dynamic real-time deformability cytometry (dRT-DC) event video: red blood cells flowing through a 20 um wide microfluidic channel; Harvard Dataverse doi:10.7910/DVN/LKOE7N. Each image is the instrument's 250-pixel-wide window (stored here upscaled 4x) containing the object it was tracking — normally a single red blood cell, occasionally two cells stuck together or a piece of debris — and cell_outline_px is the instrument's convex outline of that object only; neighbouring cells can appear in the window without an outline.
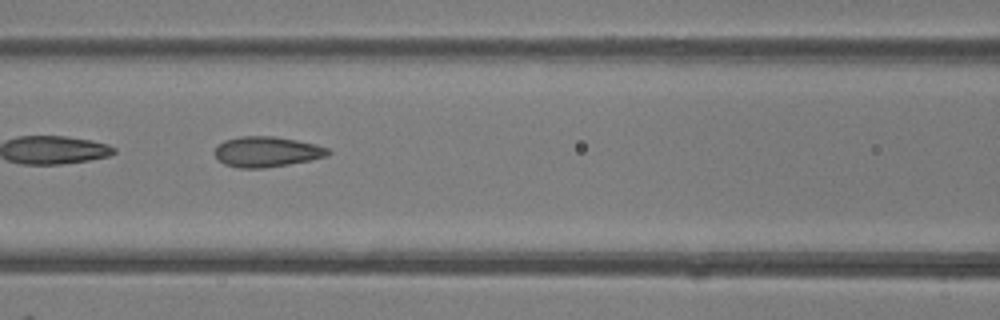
{"species": "common noctule bat (a hibernating species)", "species_latin": "Nyctalus noctula", "temperature_condition": "room temperature", "stored_images_in_passage": 9, "camera_frame_rate_fps": 3000, "um_per_image_px": 0.085, "animal": {"sex": "female"}, "frame": {"image": 1, "passage_image": 7, "time_ms": 6.667, "image_size_px": [1000, 320], "cell_outline_px": [[332, 152], [328, 156], [288, 164], [264, 168], [240, 168], [224, 164], [212, 152], [216, 144], [224, 140], [240, 136], [272, 136], [296, 140], [316, 144], [328, 148]], "centroid_in_image_um": [22.64, 12.89], "position_along_channel_um": 144.0, "area_um2": 20.17}}
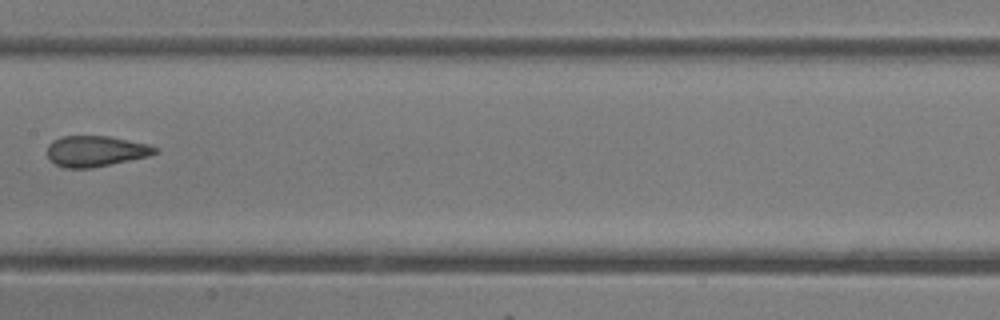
{"frame": {"image": 2, "passage_image": 8, "time_ms": 8.0, "image_size_px": [1000, 320], "cell_outline_px": [[160, 152], [148, 156], [92, 168], [64, 168], [56, 164], [48, 156], [48, 144], [52, 140], [64, 136], [108, 136], [148, 144], [160, 148]], "centroid_in_image_um": [8.16, 12.84], "position_along_channel_um": 199.2, "area_um2": 19.31}}
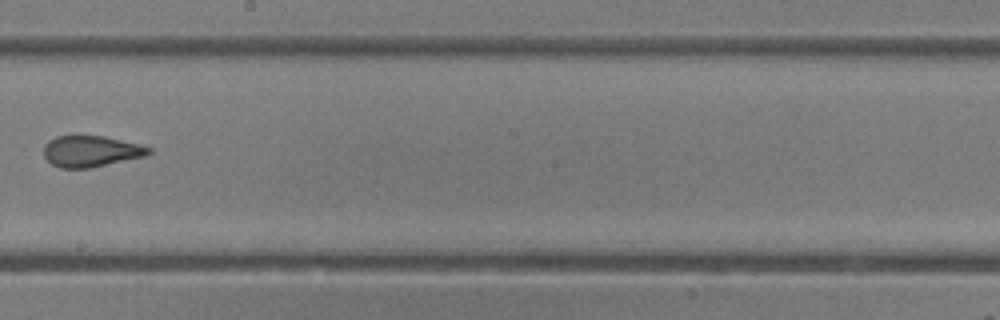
{"frame": {"image": 3, "passage_image": 9, "time_ms": 9.0, "image_size_px": [1000, 320], "cell_outline_px": [[152, 152], [144, 156], [88, 168], [60, 168], [52, 164], [44, 156], [44, 144], [48, 140], [56, 136], [104, 136], [140, 144], [152, 148]], "centroid_in_image_um": [7.71, 12.85], "position_along_channel_um": 240.5, "area_um2": 18.96}}